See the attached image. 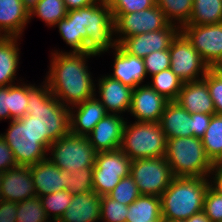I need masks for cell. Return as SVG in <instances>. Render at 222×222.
<instances>
[{"instance_id": "obj_34", "label": "cell", "mask_w": 222, "mask_h": 222, "mask_svg": "<svg viewBox=\"0 0 222 222\" xmlns=\"http://www.w3.org/2000/svg\"><path fill=\"white\" fill-rule=\"evenodd\" d=\"M72 197L73 195L65 189L43 195L40 197V199L42 201V207L45 210L47 216L49 218L52 216V221L57 222L65 213L66 208L69 206Z\"/></svg>"}, {"instance_id": "obj_40", "label": "cell", "mask_w": 222, "mask_h": 222, "mask_svg": "<svg viewBox=\"0 0 222 222\" xmlns=\"http://www.w3.org/2000/svg\"><path fill=\"white\" fill-rule=\"evenodd\" d=\"M107 4L114 17L116 14H128L151 8L156 4V0H108Z\"/></svg>"}, {"instance_id": "obj_54", "label": "cell", "mask_w": 222, "mask_h": 222, "mask_svg": "<svg viewBox=\"0 0 222 222\" xmlns=\"http://www.w3.org/2000/svg\"><path fill=\"white\" fill-rule=\"evenodd\" d=\"M163 222H185L183 220H163Z\"/></svg>"}, {"instance_id": "obj_37", "label": "cell", "mask_w": 222, "mask_h": 222, "mask_svg": "<svg viewBox=\"0 0 222 222\" xmlns=\"http://www.w3.org/2000/svg\"><path fill=\"white\" fill-rule=\"evenodd\" d=\"M67 190L72 195L94 191L93 167H82L80 170L70 173V178H67Z\"/></svg>"}, {"instance_id": "obj_8", "label": "cell", "mask_w": 222, "mask_h": 222, "mask_svg": "<svg viewBox=\"0 0 222 222\" xmlns=\"http://www.w3.org/2000/svg\"><path fill=\"white\" fill-rule=\"evenodd\" d=\"M86 31L85 52L100 55L117 47L115 24L107 3L95 2L86 6ZM113 38V39H112Z\"/></svg>"}, {"instance_id": "obj_27", "label": "cell", "mask_w": 222, "mask_h": 222, "mask_svg": "<svg viewBox=\"0 0 222 222\" xmlns=\"http://www.w3.org/2000/svg\"><path fill=\"white\" fill-rule=\"evenodd\" d=\"M18 39L20 37L0 36V87L15 84L20 58Z\"/></svg>"}, {"instance_id": "obj_44", "label": "cell", "mask_w": 222, "mask_h": 222, "mask_svg": "<svg viewBox=\"0 0 222 222\" xmlns=\"http://www.w3.org/2000/svg\"><path fill=\"white\" fill-rule=\"evenodd\" d=\"M212 115L215 114H202L199 112L191 114L190 131L192 136L201 138L204 135L210 124Z\"/></svg>"}, {"instance_id": "obj_23", "label": "cell", "mask_w": 222, "mask_h": 222, "mask_svg": "<svg viewBox=\"0 0 222 222\" xmlns=\"http://www.w3.org/2000/svg\"><path fill=\"white\" fill-rule=\"evenodd\" d=\"M114 50L113 74L109 76L135 89L147 77L144 59L125 53L118 45Z\"/></svg>"}, {"instance_id": "obj_6", "label": "cell", "mask_w": 222, "mask_h": 222, "mask_svg": "<svg viewBox=\"0 0 222 222\" xmlns=\"http://www.w3.org/2000/svg\"><path fill=\"white\" fill-rule=\"evenodd\" d=\"M125 122L120 149L131 159L164 157L167 139L159 122Z\"/></svg>"}, {"instance_id": "obj_55", "label": "cell", "mask_w": 222, "mask_h": 222, "mask_svg": "<svg viewBox=\"0 0 222 222\" xmlns=\"http://www.w3.org/2000/svg\"><path fill=\"white\" fill-rule=\"evenodd\" d=\"M96 2H103V3H107L108 0H95Z\"/></svg>"}, {"instance_id": "obj_13", "label": "cell", "mask_w": 222, "mask_h": 222, "mask_svg": "<svg viewBox=\"0 0 222 222\" xmlns=\"http://www.w3.org/2000/svg\"><path fill=\"white\" fill-rule=\"evenodd\" d=\"M180 31L209 68H213L222 58V22L211 25H184Z\"/></svg>"}, {"instance_id": "obj_58", "label": "cell", "mask_w": 222, "mask_h": 222, "mask_svg": "<svg viewBox=\"0 0 222 222\" xmlns=\"http://www.w3.org/2000/svg\"><path fill=\"white\" fill-rule=\"evenodd\" d=\"M215 71L218 72L222 76V70H215Z\"/></svg>"}, {"instance_id": "obj_57", "label": "cell", "mask_w": 222, "mask_h": 222, "mask_svg": "<svg viewBox=\"0 0 222 222\" xmlns=\"http://www.w3.org/2000/svg\"><path fill=\"white\" fill-rule=\"evenodd\" d=\"M2 175H3V172L0 171V185H1Z\"/></svg>"}, {"instance_id": "obj_14", "label": "cell", "mask_w": 222, "mask_h": 222, "mask_svg": "<svg viewBox=\"0 0 222 222\" xmlns=\"http://www.w3.org/2000/svg\"><path fill=\"white\" fill-rule=\"evenodd\" d=\"M180 32V27L169 24L166 28L122 38L117 45L127 54L145 58L152 52L167 50L172 40Z\"/></svg>"}, {"instance_id": "obj_50", "label": "cell", "mask_w": 222, "mask_h": 222, "mask_svg": "<svg viewBox=\"0 0 222 222\" xmlns=\"http://www.w3.org/2000/svg\"><path fill=\"white\" fill-rule=\"evenodd\" d=\"M185 222H211L207 215L201 211L197 214L192 215L189 219L185 220Z\"/></svg>"}, {"instance_id": "obj_9", "label": "cell", "mask_w": 222, "mask_h": 222, "mask_svg": "<svg viewBox=\"0 0 222 222\" xmlns=\"http://www.w3.org/2000/svg\"><path fill=\"white\" fill-rule=\"evenodd\" d=\"M130 175L142 195L159 197L174 178L165 156L132 160Z\"/></svg>"}, {"instance_id": "obj_16", "label": "cell", "mask_w": 222, "mask_h": 222, "mask_svg": "<svg viewBox=\"0 0 222 222\" xmlns=\"http://www.w3.org/2000/svg\"><path fill=\"white\" fill-rule=\"evenodd\" d=\"M0 189L3 199L14 203L36 197L30 166H16L3 172Z\"/></svg>"}, {"instance_id": "obj_53", "label": "cell", "mask_w": 222, "mask_h": 222, "mask_svg": "<svg viewBox=\"0 0 222 222\" xmlns=\"http://www.w3.org/2000/svg\"><path fill=\"white\" fill-rule=\"evenodd\" d=\"M214 70H222V58L219 62L213 67Z\"/></svg>"}, {"instance_id": "obj_26", "label": "cell", "mask_w": 222, "mask_h": 222, "mask_svg": "<svg viewBox=\"0 0 222 222\" xmlns=\"http://www.w3.org/2000/svg\"><path fill=\"white\" fill-rule=\"evenodd\" d=\"M159 123L166 139L192 136L191 114L176 101L168 102Z\"/></svg>"}, {"instance_id": "obj_10", "label": "cell", "mask_w": 222, "mask_h": 222, "mask_svg": "<svg viewBox=\"0 0 222 222\" xmlns=\"http://www.w3.org/2000/svg\"><path fill=\"white\" fill-rule=\"evenodd\" d=\"M131 159L120 149L97 152L93 166V188L108 195L119 181L130 174Z\"/></svg>"}, {"instance_id": "obj_56", "label": "cell", "mask_w": 222, "mask_h": 222, "mask_svg": "<svg viewBox=\"0 0 222 222\" xmlns=\"http://www.w3.org/2000/svg\"><path fill=\"white\" fill-rule=\"evenodd\" d=\"M3 200V196H2V193H1V189H0V202Z\"/></svg>"}, {"instance_id": "obj_7", "label": "cell", "mask_w": 222, "mask_h": 222, "mask_svg": "<svg viewBox=\"0 0 222 222\" xmlns=\"http://www.w3.org/2000/svg\"><path fill=\"white\" fill-rule=\"evenodd\" d=\"M47 152H51L47 159L60 169L69 173L82 167H93L97 151L90 144L87 136L69 133L54 141Z\"/></svg>"}, {"instance_id": "obj_36", "label": "cell", "mask_w": 222, "mask_h": 222, "mask_svg": "<svg viewBox=\"0 0 222 222\" xmlns=\"http://www.w3.org/2000/svg\"><path fill=\"white\" fill-rule=\"evenodd\" d=\"M28 105V84L9 86V119H20L26 115Z\"/></svg>"}, {"instance_id": "obj_47", "label": "cell", "mask_w": 222, "mask_h": 222, "mask_svg": "<svg viewBox=\"0 0 222 222\" xmlns=\"http://www.w3.org/2000/svg\"><path fill=\"white\" fill-rule=\"evenodd\" d=\"M9 86L0 87V120L9 119Z\"/></svg>"}, {"instance_id": "obj_18", "label": "cell", "mask_w": 222, "mask_h": 222, "mask_svg": "<svg viewBox=\"0 0 222 222\" xmlns=\"http://www.w3.org/2000/svg\"><path fill=\"white\" fill-rule=\"evenodd\" d=\"M101 77L97 83L100 96L98 100L104 105L106 112L120 115L129 112L133 88L111 78L109 74Z\"/></svg>"}, {"instance_id": "obj_21", "label": "cell", "mask_w": 222, "mask_h": 222, "mask_svg": "<svg viewBox=\"0 0 222 222\" xmlns=\"http://www.w3.org/2000/svg\"><path fill=\"white\" fill-rule=\"evenodd\" d=\"M73 107L77 110H73ZM69 112L70 133L80 136H87L107 114L104 105L94 96L72 106Z\"/></svg>"}, {"instance_id": "obj_24", "label": "cell", "mask_w": 222, "mask_h": 222, "mask_svg": "<svg viewBox=\"0 0 222 222\" xmlns=\"http://www.w3.org/2000/svg\"><path fill=\"white\" fill-rule=\"evenodd\" d=\"M55 26L58 27L66 44L72 47L70 52H85V41L87 40L86 7L69 10L66 17L58 21Z\"/></svg>"}, {"instance_id": "obj_43", "label": "cell", "mask_w": 222, "mask_h": 222, "mask_svg": "<svg viewBox=\"0 0 222 222\" xmlns=\"http://www.w3.org/2000/svg\"><path fill=\"white\" fill-rule=\"evenodd\" d=\"M143 59L147 75L153 76L170 68L169 49L152 52Z\"/></svg>"}, {"instance_id": "obj_39", "label": "cell", "mask_w": 222, "mask_h": 222, "mask_svg": "<svg viewBox=\"0 0 222 222\" xmlns=\"http://www.w3.org/2000/svg\"><path fill=\"white\" fill-rule=\"evenodd\" d=\"M128 214V206L116 200H113L108 195L102 196L101 201V219L104 222H126Z\"/></svg>"}, {"instance_id": "obj_2", "label": "cell", "mask_w": 222, "mask_h": 222, "mask_svg": "<svg viewBox=\"0 0 222 222\" xmlns=\"http://www.w3.org/2000/svg\"><path fill=\"white\" fill-rule=\"evenodd\" d=\"M39 87L28 84L26 115L38 122L39 138H45V148L48 150L54 141L70 133V112L51 93L46 81Z\"/></svg>"}, {"instance_id": "obj_41", "label": "cell", "mask_w": 222, "mask_h": 222, "mask_svg": "<svg viewBox=\"0 0 222 222\" xmlns=\"http://www.w3.org/2000/svg\"><path fill=\"white\" fill-rule=\"evenodd\" d=\"M206 81L210 96L214 102L216 115L222 116V76L210 68L203 77Z\"/></svg>"}, {"instance_id": "obj_52", "label": "cell", "mask_w": 222, "mask_h": 222, "mask_svg": "<svg viewBox=\"0 0 222 222\" xmlns=\"http://www.w3.org/2000/svg\"><path fill=\"white\" fill-rule=\"evenodd\" d=\"M213 168H222V151L219 156L212 162Z\"/></svg>"}, {"instance_id": "obj_31", "label": "cell", "mask_w": 222, "mask_h": 222, "mask_svg": "<svg viewBox=\"0 0 222 222\" xmlns=\"http://www.w3.org/2000/svg\"><path fill=\"white\" fill-rule=\"evenodd\" d=\"M156 5L164 12L171 24H178V27L181 29L189 22L193 0H156Z\"/></svg>"}, {"instance_id": "obj_1", "label": "cell", "mask_w": 222, "mask_h": 222, "mask_svg": "<svg viewBox=\"0 0 222 222\" xmlns=\"http://www.w3.org/2000/svg\"><path fill=\"white\" fill-rule=\"evenodd\" d=\"M52 55L45 81L55 98L70 108L96 96V84L86 64L88 58L96 55L86 52L63 53L58 50Z\"/></svg>"}, {"instance_id": "obj_30", "label": "cell", "mask_w": 222, "mask_h": 222, "mask_svg": "<svg viewBox=\"0 0 222 222\" xmlns=\"http://www.w3.org/2000/svg\"><path fill=\"white\" fill-rule=\"evenodd\" d=\"M152 83L148 84L158 94L169 101H176L182 89L183 81L169 68L151 76Z\"/></svg>"}, {"instance_id": "obj_49", "label": "cell", "mask_w": 222, "mask_h": 222, "mask_svg": "<svg viewBox=\"0 0 222 222\" xmlns=\"http://www.w3.org/2000/svg\"><path fill=\"white\" fill-rule=\"evenodd\" d=\"M95 0H64L66 9L73 10L94 4Z\"/></svg>"}, {"instance_id": "obj_51", "label": "cell", "mask_w": 222, "mask_h": 222, "mask_svg": "<svg viewBox=\"0 0 222 222\" xmlns=\"http://www.w3.org/2000/svg\"><path fill=\"white\" fill-rule=\"evenodd\" d=\"M24 6L30 11L38 2V0H21Z\"/></svg>"}, {"instance_id": "obj_20", "label": "cell", "mask_w": 222, "mask_h": 222, "mask_svg": "<svg viewBox=\"0 0 222 222\" xmlns=\"http://www.w3.org/2000/svg\"><path fill=\"white\" fill-rule=\"evenodd\" d=\"M102 196L94 191L73 195L65 213L57 222H98Z\"/></svg>"}, {"instance_id": "obj_12", "label": "cell", "mask_w": 222, "mask_h": 222, "mask_svg": "<svg viewBox=\"0 0 222 222\" xmlns=\"http://www.w3.org/2000/svg\"><path fill=\"white\" fill-rule=\"evenodd\" d=\"M115 34H119L116 42L141 33H149L166 28L170 22L165 14L155 4L153 7L128 14H116L113 17ZM123 34V35H122Z\"/></svg>"}, {"instance_id": "obj_38", "label": "cell", "mask_w": 222, "mask_h": 222, "mask_svg": "<svg viewBox=\"0 0 222 222\" xmlns=\"http://www.w3.org/2000/svg\"><path fill=\"white\" fill-rule=\"evenodd\" d=\"M141 195L135 181L129 174L123 177L115 188L108 194L110 198L129 206Z\"/></svg>"}, {"instance_id": "obj_45", "label": "cell", "mask_w": 222, "mask_h": 222, "mask_svg": "<svg viewBox=\"0 0 222 222\" xmlns=\"http://www.w3.org/2000/svg\"><path fill=\"white\" fill-rule=\"evenodd\" d=\"M17 166L13 152L0 135V171L5 172L8 169Z\"/></svg>"}, {"instance_id": "obj_33", "label": "cell", "mask_w": 222, "mask_h": 222, "mask_svg": "<svg viewBox=\"0 0 222 222\" xmlns=\"http://www.w3.org/2000/svg\"><path fill=\"white\" fill-rule=\"evenodd\" d=\"M207 157L213 162L222 151V116L212 115L206 132L201 137Z\"/></svg>"}, {"instance_id": "obj_48", "label": "cell", "mask_w": 222, "mask_h": 222, "mask_svg": "<svg viewBox=\"0 0 222 222\" xmlns=\"http://www.w3.org/2000/svg\"><path fill=\"white\" fill-rule=\"evenodd\" d=\"M211 176L210 179V186L217 191L220 195H222V168H213L210 172Z\"/></svg>"}, {"instance_id": "obj_4", "label": "cell", "mask_w": 222, "mask_h": 222, "mask_svg": "<svg viewBox=\"0 0 222 222\" xmlns=\"http://www.w3.org/2000/svg\"><path fill=\"white\" fill-rule=\"evenodd\" d=\"M165 158L174 177H210L213 169L199 137L167 139Z\"/></svg>"}, {"instance_id": "obj_19", "label": "cell", "mask_w": 222, "mask_h": 222, "mask_svg": "<svg viewBox=\"0 0 222 222\" xmlns=\"http://www.w3.org/2000/svg\"><path fill=\"white\" fill-rule=\"evenodd\" d=\"M30 170L37 196L67 190L70 173L52 164L47 158L30 166Z\"/></svg>"}, {"instance_id": "obj_46", "label": "cell", "mask_w": 222, "mask_h": 222, "mask_svg": "<svg viewBox=\"0 0 222 222\" xmlns=\"http://www.w3.org/2000/svg\"><path fill=\"white\" fill-rule=\"evenodd\" d=\"M17 203L8 200L0 202V222H16Z\"/></svg>"}, {"instance_id": "obj_5", "label": "cell", "mask_w": 222, "mask_h": 222, "mask_svg": "<svg viewBox=\"0 0 222 222\" xmlns=\"http://www.w3.org/2000/svg\"><path fill=\"white\" fill-rule=\"evenodd\" d=\"M7 132L0 134L11 148L17 166H32L47 158L45 138H39L38 122L25 115L13 119Z\"/></svg>"}, {"instance_id": "obj_17", "label": "cell", "mask_w": 222, "mask_h": 222, "mask_svg": "<svg viewBox=\"0 0 222 222\" xmlns=\"http://www.w3.org/2000/svg\"><path fill=\"white\" fill-rule=\"evenodd\" d=\"M125 122L121 115L107 113L87 135L90 144L97 152L120 148Z\"/></svg>"}, {"instance_id": "obj_42", "label": "cell", "mask_w": 222, "mask_h": 222, "mask_svg": "<svg viewBox=\"0 0 222 222\" xmlns=\"http://www.w3.org/2000/svg\"><path fill=\"white\" fill-rule=\"evenodd\" d=\"M203 212L211 222L222 221V195L211 186L207 189L204 197Z\"/></svg>"}, {"instance_id": "obj_25", "label": "cell", "mask_w": 222, "mask_h": 222, "mask_svg": "<svg viewBox=\"0 0 222 222\" xmlns=\"http://www.w3.org/2000/svg\"><path fill=\"white\" fill-rule=\"evenodd\" d=\"M30 20L21 0H0V36L20 37Z\"/></svg>"}, {"instance_id": "obj_11", "label": "cell", "mask_w": 222, "mask_h": 222, "mask_svg": "<svg viewBox=\"0 0 222 222\" xmlns=\"http://www.w3.org/2000/svg\"><path fill=\"white\" fill-rule=\"evenodd\" d=\"M169 53L170 69L183 83L203 79L210 69L181 31L172 40Z\"/></svg>"}, {"instance_id": "obj_3", "label": "cell", "mask_w": 222, "mask_h": 222, "mask_svg": "<svg viewBox=\"0 0 222 222\" xmlns=\"http://www.w3.org/2000/svg\"><path fill=\"white\" fill-rule=\"evenodd\" d=\"M209 177H174L160 196L162 220H187L203 211Z\"/></svg>"}, {"instance_id": "obj_35", "label": "cell", "mask_w": 222, "mask_h": 222, "mask_svg": "<svg viewBox=\"0 0 222 222\" xmlns=\"http://www.w3.org/2000/svg\"><path fill=\"white\" fill-rule=\"evenodd\" d=\"M50 219V221H48ZM16 222H53L42 207L39 196L17 203Z\"/></svg>"}, {"instance_id": "obj_22", "label": "cell", "mask_w": 222, "mask_h": 222, "mask_svg": "<svg viewBox=\"0 0 222 222\" xmlns=\"http://www.w3.org/2000/svg\"><path fill=\"white\" fill-rule=\"evenodd\" d=\"M176 102H178L189 114L196 112L202 114H216L214 102L204 79L184 82Z\"/></svg>"}, {"instance_id": "obj_15", "label": "cell", "mask_w": 222, "mask_h": 222, "mask_svg": "<svg viewBox=\"0 0 222 222\" xmlns=\"http://www.w3.org/2000/svg\"><path fill=\"white\" fill-rule=\"evenodd\" d=\"M169 100L158 94L148 84L137 86L132 91L130 114L137 122H160Z\"/></svg>"}, {"instance_id": "obj_28", "label": "cell", "mask_w": 222, "mask_h": 222, "mask_svg": "<svg viewBox=\"0 0 222 222\" xmlns=\"http://www.w3.org/2000/svg\"><path fill=\"white\" fill-rule=\"evenodd\" d=\"M126 222H163L161 198L141 194L128 206Z\"/></svg>"}, {"instance_id": "obj_32", "label": "cell", "mask_w": 222, "mask_h": 222, "mask_svg": "<svg viewBox=\"0 0 222 222\" xmlns=\"http://www.w3.org/2000/svg\"><path fill=\"white\" fill-rule=\"evenodd\" d=\"M68 13L64 0H38L36 5L29 11L30 20L32 16H38L46 25L55 24L64 19Z\"/></svg>"}, {"instance_id": "obj_29", "label": "cell", "mask_w": 222, "mask_h": 222, "mask_svg": "<svg viewBox=\"0 0 222 222\" xmlns=\"http://www.w3.org/2000/svg\"><path fill=\"white\" fill-rule=\"evenodd\" d=\"M222 22V0H193L192 13L186 25H211Z\"/></svg>"}]
</instances>
